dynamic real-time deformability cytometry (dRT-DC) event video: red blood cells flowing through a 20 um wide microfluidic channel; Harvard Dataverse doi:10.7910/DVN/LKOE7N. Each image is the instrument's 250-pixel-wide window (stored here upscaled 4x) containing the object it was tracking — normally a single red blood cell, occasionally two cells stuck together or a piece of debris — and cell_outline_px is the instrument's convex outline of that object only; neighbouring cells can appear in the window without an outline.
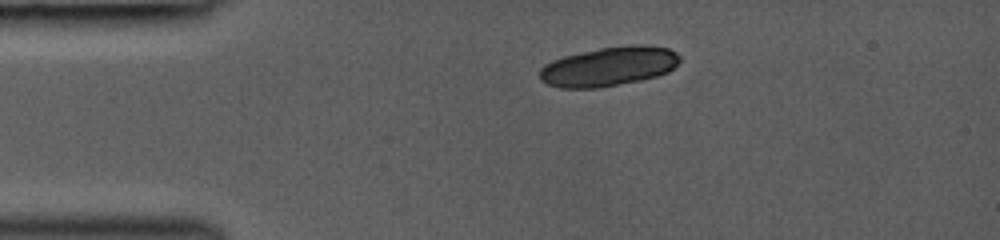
{"species": "common noctule bat (a hibernating species)", "species_latin": "Nyctalus noctula", "temperature_condition": "room temperature", "stored_images_in_passage": 17, "camera_frame_rate_fps": 3000, "um_per_image_px": 0.085, "animal": {"sex": "female", "body_mass_g": 19.0, "forearm_length_mm": 53.3}, "frame": {"image": 1, "passage_image": 1, "time_ms": 0.0, "image_size_px": [1000, 240], "cell_outline_px": [[680, 60], [668, 72], [656, 76], [640, 80], [596, 88], [560, 88], [548, 84], [540, 80], [540, 68], [544, 64], [552, 60], [564, 56], [600, 48], [632, 44], [644, 44], [668, 48], [676, 52], [680, 56]], "centroid_in_image_um": [51.74, 5.64], "position_along_channel_um": 33.3, "area_um2": 32.02}}